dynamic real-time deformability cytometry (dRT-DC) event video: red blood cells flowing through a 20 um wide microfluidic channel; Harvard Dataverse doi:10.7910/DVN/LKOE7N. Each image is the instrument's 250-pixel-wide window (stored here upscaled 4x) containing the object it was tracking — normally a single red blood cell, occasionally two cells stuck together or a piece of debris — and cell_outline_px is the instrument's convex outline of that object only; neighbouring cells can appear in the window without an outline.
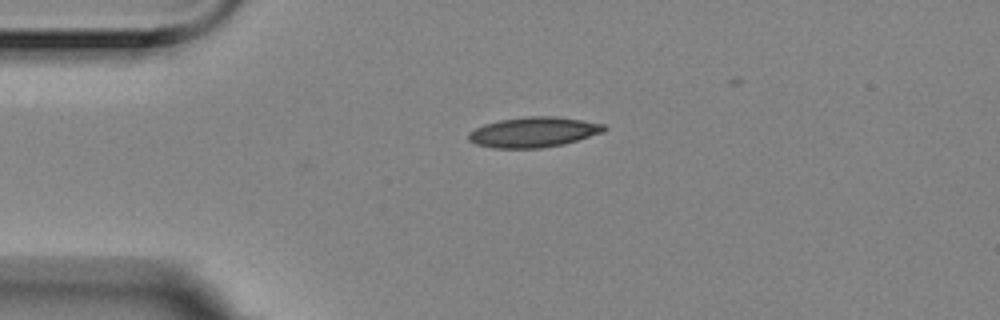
{"species": "Egyptian fruit bat (a non-hibernating species)", "species_latin": "Rousettus aegyptiacus", "temperature_condition": "room temperature", "stored_images_in_passage": 3, "camera_frame_rate_fps": 3000, "um_per_image_px": 0.085, "animal": {"sex": "female"}, "frame": {"image": 1, "passage_image": 1, "time_ms": 0.0, "image_size_px": [1000, 320], "cell_outline_px": [[608, 128], [604, 132], [564, 144], [540, 148], [492, 148], [476, 144], [468, 140], [468, 132], [484, 124], [500, 120], [528, 116], [556, 116], [604, 124]], "centroid_in_image_um": [45.35, 11.23], "position_along_channel_um": 39.7, "area_um2": 23.87}}
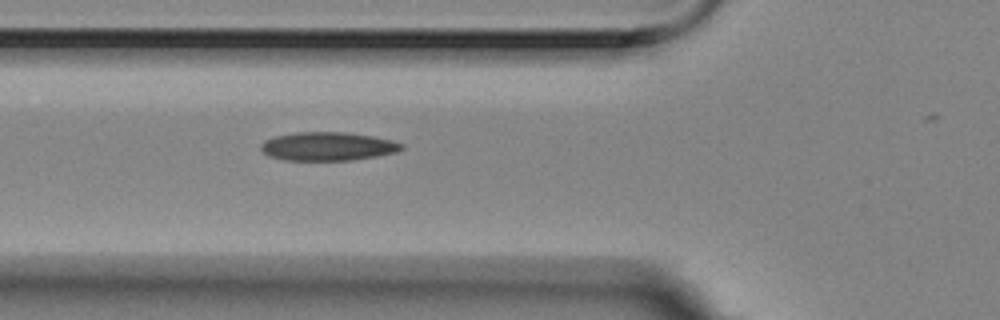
{"frame": {"image": 2, "passage_image": 3, "time_ms": 0.667, "image_size_px": [1000, 320], "cell_outline_px": [[404, 148], [396, 152], [376, 156], [352, 160], [284, 160], [268, 156], [260, 148], [260, 144], [264, 140], [272, 136], [296, 132], [348, 132], [372, 136], [392, 140], [404, 144]], "centroid_in_image_um": [27.84, 12.43], "position_along_channel_um": 98.0, "area_um2": 23.58}}